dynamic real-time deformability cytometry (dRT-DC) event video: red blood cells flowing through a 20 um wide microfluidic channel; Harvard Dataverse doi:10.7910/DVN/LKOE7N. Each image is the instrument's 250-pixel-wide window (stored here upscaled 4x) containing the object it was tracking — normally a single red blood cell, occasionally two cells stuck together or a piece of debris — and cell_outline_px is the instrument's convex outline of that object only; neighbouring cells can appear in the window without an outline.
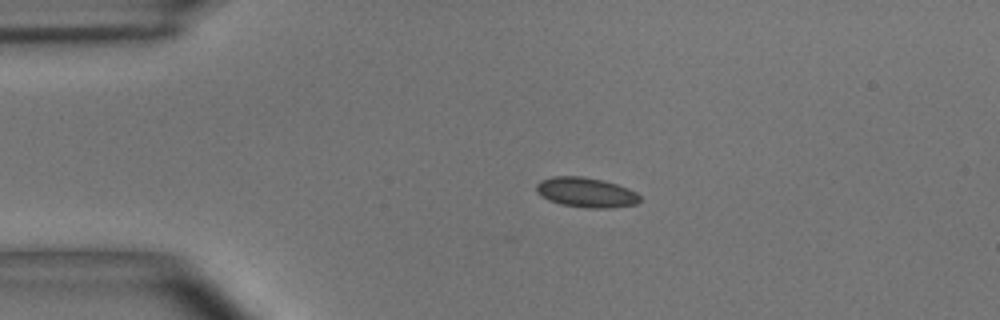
{"species": "common noctule bat (a hibernating species)", "species_latin": "Nyctalus noctula", "temperature_condition": "room temperature", "stored_images_in_passage": 38, "camera_frame_rate_fps": 3000, "um_per_image_px": 0.085, "animal": {"sex": "male", "body_mass_g": 15.6}, "frame": {"image": 1, "passage_image": 1, "time_ms": 0.0, "image_size_px": [1000, 320], "cell_outline_px": [[640, 200], [636, 204], [612, 208], [588, 208], [560, 204], [548, 200], [536, 192], [536, 184], [540, 180], [552, 176], [580, 176], [600, 180], [616, 184], [628, 188], [636, 192], [640, 196]], "centroid_in_image_um": [49.79, 16.36], "position_along_channel_um": 35.2, "area_um2": 18.03}}
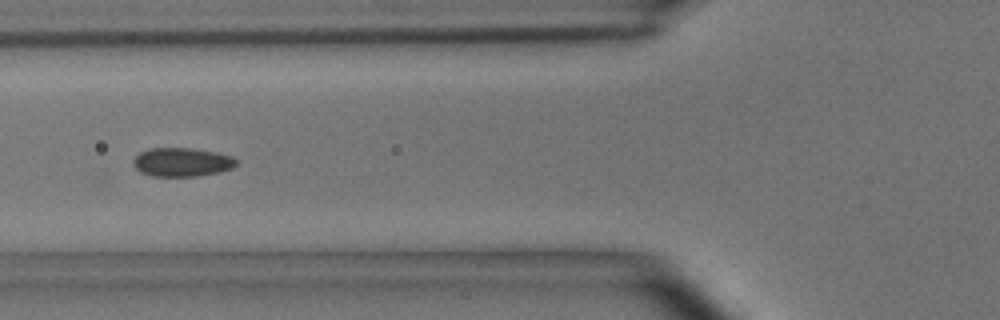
{"frame": {"image": 2, "passage_image": 10, "time_ms": 3.0, "image_size_px": [1000, 320], "cell_outline_px": [[236, 164], [232, 168], [220, 172], [196, 176], [152, 176], [140, 172], [132, 164], [132, 160], [140, 152], [148, 148], [192, 148], [216, 152], [232, 156], [236, 160]], "centroid_in_image_um": [15.44, 13.78], "position_along_channel_um": 110.4, "area_um2": 17.34}}
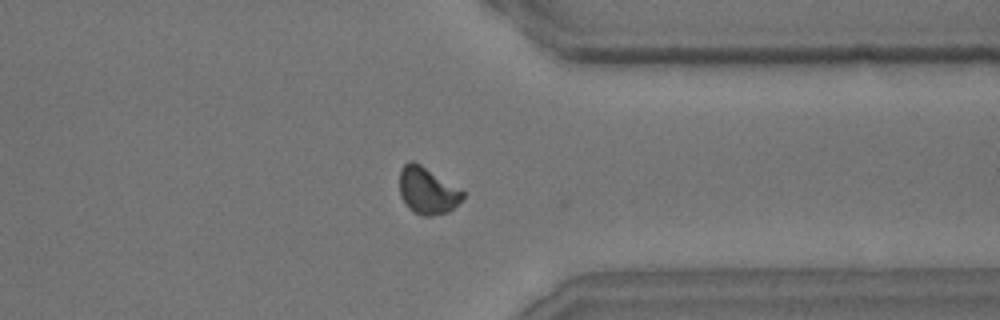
{"frame": {"image": 3, "passage_image": 32, "time_ms": 10.333, "image_size_px": [1000, 320], "cell_outline_px": [[464, 196], [448, 212], [432, 216], [420, 216], [412, 212], [408, 208], [400, 196], [400, 168], [408, 160], [412, 160], [420, 164], [464, 192]], "centroid_in_image_um": [36.27, 16.22], "position_along_channel_um": 375.1, "area_um2": 17.11}, "authors_computed_cell_mechanics": {"area_um2": 17.2244, "velocity_mm_per_s": 3.6639, "shape_relaxation_time_tau1_ms": 3.1305, "shape_relaxation_time_tau2_ms": 1.6309, "deformation_change_tau1": 0.0625, "deformation_change_tau2": 0.0523}}